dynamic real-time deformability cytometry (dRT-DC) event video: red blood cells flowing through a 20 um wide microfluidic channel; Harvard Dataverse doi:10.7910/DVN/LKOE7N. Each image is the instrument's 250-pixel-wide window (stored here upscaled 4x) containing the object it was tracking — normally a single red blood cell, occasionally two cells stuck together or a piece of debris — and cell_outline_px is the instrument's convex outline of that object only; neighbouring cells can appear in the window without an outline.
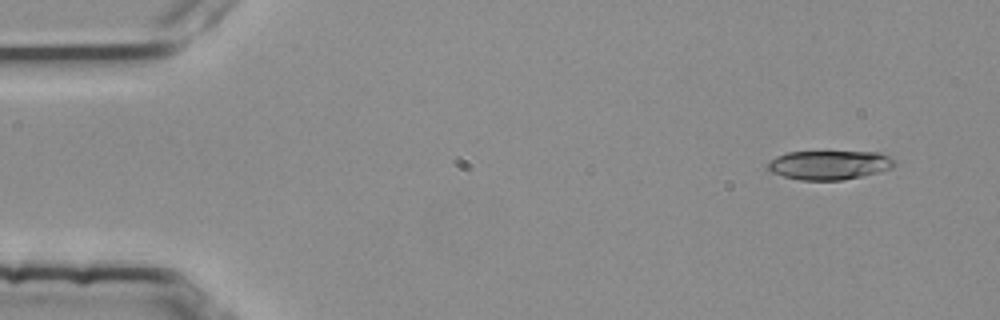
{"species": "common noctule bat (a hibernating species)", "species_latin": "Nyctalus noctula", "temperature_condition": "room temperature", "stored_images_in_passage": 5, "camera_frame_rate_fps": 3000, "um_per_image_px": 0.085, "animal": {"sex": "female", "body_mass_g": 25.1}, "frame": {"image": 1, "passage_image": 1, "time_ms": 0.0, "image_size_px": [1000, 320], "cell_outline_px": [[896, 164], [892, 168], [860, 176], [840, 180], [800, 180], [784, 176], [772, 172], [764, 168], [776, 156], [788, 152], [880, 152], [888, 156]], "centroid_in_image_um": [70.46, 14.02], "position_along_channel_um": 14.5, "area_um2": 21.21}}
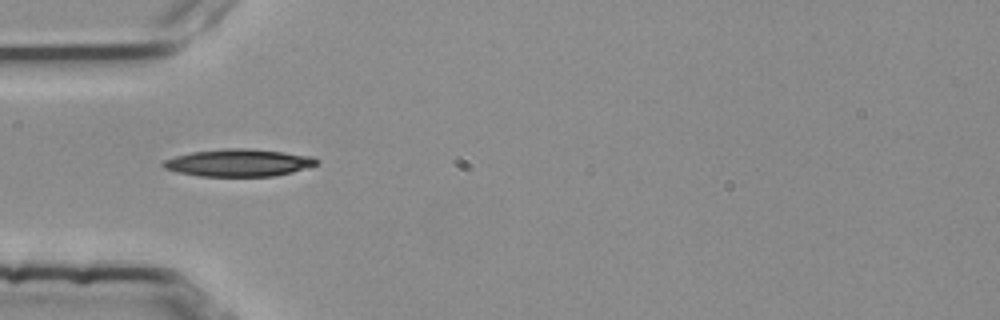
{"frame": {"image": 2, "passage_image": 4, "time_ms": 1.0, "image_size_px": [1000, 320], "cell_outline_px": [[320, 164], [292, 172], [272, 176], [200, 176], [180, 172], [164, 168], [160, 164], [164, 160], [176, 156], [192, 152], [224, 148], [248, 148], [284, 152], [312, 156], [320, 160]], "centroid_in_image_um": [20.32, 13.83], "position_along_channel_um": 64.7, "area_um2": 24.45}}